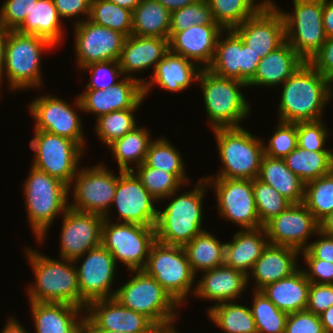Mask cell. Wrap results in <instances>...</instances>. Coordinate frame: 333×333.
Segmentation results:
<instances>
[{"label":"cell","mask_w":333,"mask_h":333,"mask_svg":"<svg viewBox=\"0 0 333 333\" xmlns=\"http://www.w3.org/2000/svg\"><path fill=\"white\" fill-rule=\"evenodd\" d=\"M278 105V121L307 122L322 120L333 87L309 62H304L283 84Z\"/></svg>","instance_id":"obj_1"},{"label":"cell","mask_w":333,"mask_h":333,"mask_svg":"<svg viewBox=\"0 0 333 333\" xmlns=\"http://www.w3.org/2000/svg\"><path fill=\"white\" fill-rule=\"evenodd\" d=\"M192 191L182 194L171 193L167 199H173L165 209L158 210L155 225L156 240L169 245L184 246L196 235L205 231L202 226V203L208 183L205 178L199 179Z\"/></svg>","instance_id":"obj_2"},{"label":"cell","mask_w":333,"mask_h":333,"mask_svg":"<svg viewBox=\"0 0 333 333\" xmlns=\"http://www.w3.org/2000/svg\"><path fill=\"white\" fill-rule=\"evenodd\" d=\"M32 249L27 247L25 250L36 280L27 288L29 301L67 303L81 308L77 269L73 260L61 258L57 261Z\"/></svg>","instance_id":"obj_3"},{"label":"cell","mask_w":333,"mask_h":333,"mask_svg":"<svg viewBox=\"0 0 333 333\" xmlns=\"http://www.w3.org/2000/svg\"><path fill=\"white\" fill-rule=\"evenodd\" d=\"M23 187L27 218L36 240L41 245L55 217L63 215L69 207L68 185L31 166Z\"/></svg>","instance_id":"obj_4"},{"label":"cell","mask_w":333,"mask_h":333,"mask_svg":"<svg viewBox=\"0 0 333 333\" xmlns=\"http://www.w3.org/2000/svg\"><path fill=\"white\" fill-rule=\"evenodd\" d=\"M131 274L135 275L116 289L114 298L124 307L143 314L159 330L174 328L179 305L144 270H131Z\"/></svg>","instance_id":"obj_5"},{"label":"cell","mask_w":333,"mask_h":333,"mask_svg":"<svg viewBox=\"0 0 333 333\" xmlns=\"http://www.w3.org/2000/svg\"><path fill=\"white\" fill-rule=\"evenodd\" d=\"M52 48L55 46L40 36L9 30L0 85L5 75L12 91L42 86V54Z\"/></svg>","instance_id":"obj_6"},{"label":"cell","mask_w":333,"mask_h":333,"mask_svg":"<svg viewBox=\"0 0 333 333\" xmlns=\"http://www.w3.org/2000/svg\"><path fill=\"white\" fill-rule=\"evenodd\" d=\"M198 81L211 129L241 127L240 122L244 121L251 110L241 92L243 87H248L247 84L237 79L218 76L209 69L200 70Z\"/></svg>","instance_id":"obj_7"},{"label":"cell","mask_w":333,"mask_h":333,"mask_svg":"<svg viewBox=\"0 0 333 333\" xmlns=\"http://www.w3.org/2000/svg\"><path fill=\"white\" fill-rule=\"evenodd\" d=\"M223 167L205 178L249 179L258 177L264 154L263 140L241 127L212 129Z\"/></svg>","instance_id":"obj_8"},{"label":"cell","mask_w":333,"mask_h":333,"mask_svg":"<svg viewBox=\"0 0 333 333\" xmlns=\"http://www.w3.org/2000/svg\"><path fill=\"white\" fill-rule=\"evenodd\" d=\"M152 276L179 305L193 294L196 274L193 272L183 246L155 241L143 269ZM192 290V291H191Z\"/></svg>","instance_id":"obj_9"},{"label":"cell","mask_w":333,"mask_h":333,"mask_svg":"<svg viewBox=\"0 0 333 333\" xmlns=\"http://www.w3.org/2000/svg\"><path fill=\"white\" fill-rule=\"evenodd\" d=\"M155 241V226L111 223V220L104 219L102 245L112 254L116 263L122 262L129 271L144 269Z\"/></svg>","instance_id":"obj_10"},{"label":"cell","mask_w":333,"mask_h":333,"mask_svg":"<svg viewBox=\"0 0 333 333\" xmlns=\"http://www.w3.org/2000/svg\"><path fill=\"white\" fill-rule=\"evenodd\" d=\"M291 13L280 10L285 23V39L305 61L320 50L327 36L323 27V0H293Z\"/></svg>","instance_id":"obj_11"},{"label":"cell","mask_w":333,"mask_h":333,"mask_svg":"<svg viewBox=\"0 0 333 333\" xmlns=\"http://www.w3.org/2000/svg\"><path fill=\"white\" fill-rule=\"evenodd\" d=\"M30 147L35 153L33 167L70 185L85 150L81 145L66 137L35 130Z\"/></svg>","instance_id":"obj_12"},{"label":"cell","mask_w":333,"mask_h":333,"mask_svg":"<svg viewBox=\"0 0 333 333\" xmlns=\"http://www.w3.org/2000/svg\"><path fill=\"white\" fill-rule=\"evenodd\" d=\"M81 168L76 172L68 186V192L73 186V201L69 207L81 212L100 214L110 220V208L114 200L118 176L103 164ZM71 186V187H70ZM110 207V208H109ZM109 216V217H108Z\"/></svg>","instance_id":"obj_13"},{"label":"cell","mask_w":333,"mask_h":333,"mask_svg":"<svg viewBox=\"0 0 333 333\" xmlns=\"http://www.w3.org/2000/svg\"><path fill=\"white\" fill-rule=\"evenodd\" d=\"M214 187L217 209L222 218L242 229L261 227L253 194L252 180L205 178Z\"/></svg>","instance_id":"obj_14"},{"label":"cell","mask_w":333,"mask_h":333,"mask_svg":"<svg viewBox=\"0 0 333 333\" xmlns=\"http://www.w3.org/2000/svg\"><path fill=\"white\" fill-rule=\"evenodd\" d=\"M84 256L82 264L80 267L77 265L76 269L81 294V308L85 310L92 301L115 296L116 289L112 290V284L115 280L117 263L102 244L90 249L74 259L73 262L77 264Z\"/></svg>","instance_id":"obj_15"},{"label":"cell","mask_w":333,"mask_h":333,"mask_svg":"<svg viewBox=\"0 0 333 333\" xmlns=\"http://www.w3.org/2000/svg\"><path fill=\"white\" fill-rule=\"evenodd\" d=\"M268 0L253 16L233 30L261 59L285 41V23L280 9Z\"/></svg>","instance_id":"obj_16"},{"label":"cell","mask_w":333,"mask_h":333,"mask_svg":"<svg viewBox=\"0 0 333 333\" xmlns=\"http://www.w3.org/2000/svg\"><path fill=\"white\" fill-rule=\"evenodd\" d=\"M76 61L79 69L93 63L118 61L126 36L84 20L74 25Z\"/></svg>","instance_id":"obj_17"},{"label":"cell","mask_w":333,"mask_h":333,"mask_svg":"<svg viewBox=\"0 0 333 333\" xmlns=\"http://www.w3.org/2000/svg\"><path fill=\"white\" fill-rule=\"evenodd\" d=\"M117 187L112 203L119 214V223L155 226L158 218L157 200L143 186L133 170H119Z\"/></svg>","instance_id":"obj_18"},{"label":"cell","mask_w":333,"mask_h":333,"mask_svg":"<svg viewBox=\"0 0 333 333\" xmlns=\"http://www.w3.org/2000/svg\"><path fill=\"white\" fill-rule=\"evenodd\" d=\"M144 100L143 84L124 76L108 89H86L74 100L73 107L75 105L76 110L96 114L97 119L113 111L138 109Z\"/></svg>","instance_id":"obj_19"},{"label":"cell","mask_w":333,"mask_h":333,"mask_svg":"<svg viewBox=\"0 0 333 333\" xmlns=\"http://www.w3.org/2000/svg\"><path fill=\"white\" fill-rule=\"evenodd\" d=\"M28 108L35 120L34 130L69 138L85 149L80 115L68 102L57 96L45 95L31 101Z\"/></svg>","instance_id":"obj_20"},{"label":"cell","mask_w":333,"mask_h":333,"mask_svg":"<svg viewBox=\"0 0 333 333\" xmlns=\"http://www.w3.org/2000/svg\"><path fill=\"white\" fill-rule=\"evenodd\" d=\"M63 218L60 258L74 260L102 244L104 216L68 207Z\"/></svg>","instance_id":"obj_21"},{"label":"cell","mask_w":333,"mask_h":333,"mask_svg":"<svg viewBox=\"0 0 333 333\" xmlns=\"http://www.w3.org/2000/svg\"><path fill=\"white\" fill-rule=\"evenodd\" d=\"M269 244L290 246L302 251L310 236L319 231V222L304 203H292L264 226Z\"/></svg>","instance_id":"obj_22"},{"label":"cell","mask_w":333,"mask_h":333,"mask_svg":"<svg viewBox=\"0 0 333 333\" xmlns=\"http://www.w3.org/2000/svg\"><path fill=\"white\" fill-rule=\"evenodd\" d=\"M85 312L84 329H106L130 333L159 331L147 317L124 307L114 297L90 302Z\"/></svg>","instance_id":"obj_23"},{"label":"cell","mask_w":333,"mask_h":333,"mask_svg":"<svg viewBox=\"0 0 333 333\" xmlns=\"http://www.w3.org/2000/svg\"><path fill=\"white\" fill-rule=\"evenodd\" d=\"M223 31L218 24L193 25L175 32L169 38V51L195 63L201 69H207L213 61L217 41Z\"/></svg>","instance_id":"obj_24"},{"label":"cell","mask_w":333,"mask_h":333,"mask_svg":"<svg viewBox=\"0 0 333 333\" xmlns=\"http://www.w3.org/2000/svg\"><path fill=\"white\" fill-rule=\"evenodd\" d=\"M168 52L169 39L132 34L126 37L118 62L125 77L137 79L144 84L147 80L138 79L132 73L141 72L150 67L155 69Z\"/></svg>","instance_id":"obj_25"},{"label":"cell","mask_w":333,"mask_h":333,"mask_svg":"<svg viewBox=\"0 0 333 333\" xmlns=\"http://www.w3.org/2000/svg\"><path fill=\"white\" fill-rule=\"evenodd\" d=\"M30 305L36 333H84L83 308L54 302H30Z\"/></svg>","instance_id":"obj_26"},{"label":"cell","mask_w":333,"mask_h":333,"mask_svg":"<svg viewBox=\"0 0 333 333\" xmlns=\"http://www.w3.org/2000/svg\"><path fill=\"white\" fill-rule=\"evenodd\" d=\"M299 255L300 251L296 248L268 244L261 257L254 263L247 276V282L251 278L249 275L253 276L254 290L261 291L267 285L290 276L299 268Z\"/></svg>","instance_id":"obj_27"},{"label":"cell","mask_w":333,"mask_h":333,"mask_svg":"<svg viewBox=\"0 0 333 333\" xmlns=\"http://www.w3.org/2000/svg\"><path fill=\"white\" fill-rule=\"evenodd\" d=\"M204 274L195 284L194 295L203 300L214 301L217 305L238 300L248 287L247 276L232 267L221 265L202 271Z\"/></svg>","instance_id":"obj_28"},{"label":"cell","mask_w":333,"mask_h":333,"mask_svg":"<svg viewBox=\"0 0 333 333\" xmlns=\"http://www.w3.org/2000/svg\"><path fill=\"white\" fill-rule=\"evenodd\" d=\"M200 70L195 63L169 51L156 65L150 80L143 84L144 97L156 83L169 92L183 91L189 88L193 81L197 82Z\"/></svg>","instance_id":"obj_29"},{"label":"cell","mask_w":333,"mask_h":333,"mask_svg":"<svg viewBox=\"0 0 333 333\" xmlns=\"http://www.w3.org/2000/svg\"><path fill=\"white\" fill-rule=\"evenodd\" d=\"M233 236L231 242L225 243L224 265L248 276L254 263L261 257L263 250L269 244L265 229L263 226L242 229Z\"/></svg>","instance_id":"obj_30"},{"label":"cell","mask_w":333,"mask_h":333,"mask_svg":"<svg viewBox=\"0 0 333 333\" xmlns=\"http://www.w3.org/2000/svg\"><path fill=\"white\" fill-rule=\"evenodd\" d=\"M304 62L285 41L260 60L256 73L247 86H267L269 88L278 86L280 83L282 85Z\"/></svg>","instance_id":"obj_31"},{"label":"cell","mask_w":333,"mask_h":333,"mask_svg":"<svg viewBox=\"0 0 333 333\" xmlns=\"http://www.w3.org/2000/svg\"><path fill=\"white\" fill-rule=\"evenodd\" d=\"M310 281L302 268L290 276L264 287L261 291L279 309L286 313L306 310Z\"/></svg>","instance_id":"obj_32"},{"label":"cell","mask_w":333,"mask_h":333,"mask_svg":"<svg viewBox=\"0 0 333 333\" xmlns=\"http://www.w3.org/2000/svg\"><path fill=\"white\" fill-rule=\"evenodd\" d=\"M292 203L304 202L305 184L287 166L284 159L263 156L257 177Z\"/></svg>","instance_id":"obj_33"},{"label":"cell","mask_w":333,"mask_h":333,"mask_svg":"<svg viewBox=\"0 0 333 333\" xmlns=\"http://www.w3.org/2000/svg\"><path fill=\"white\" fill-rule=\"evenodd\" d=\"M61 20L53 0H38L17 31L40 36L57 47L65 32Z\"/></svg>","instance_id":"obj_34"},{"label":"cell","mask_w":333,"mask_h":333,"mask_svg":"<svg viewBox=\"0 0 333 333\" xmlns=\"http://www.w3.org/2000/svg\"><path fill=\"white\" fill-rule=\"evenodd\" d=\"M171 12L156 0H142L132 11V34L169 39Z\"/></svg>","instance_id":"obj_35"},{"label":"cell","mask_w":333,"mask_h":333,"mask_svg":"<svg viewBox=\"0 0 333 333\" xmlns=\"http://www.w3.org/2000/svg\"><path fill=\"white\" fill-rule=\"evenodd\" d=\"M226 38H218L212 63L207 68L214 74L242 81V39L233 30H225Z\"/></svg>","instance_id":"obj_36"},{"label":"cell","mask_w":333,"mask_h":333,"mask_svg":"<svg viewBox=\"0 0 333 333\" xmlns=\"http://www.w3.org/2000/svg\"><path fill=\"white\" fill-rule=\"evenodd\" d=\"M150 136L148 129L137 126L108 145L119 165V170H133L144 163L148 147L152 141ZM130 164H135V166L129 167Z\"/></svg>","instance_id":"obj_37"},{"label":"cell","mask_w":333,"mask_h":333,"mask_svg":"<svg viewBox=\"0 0 333 333\" xmlns=\"http://www.w3.org/2000/svg\"><path fill=\"white\" fill-rule=\"evenodd\" d=\"M284 161L304 184L333 170L332 151H308L297 146L284 158Z\"/></svg>","instance_id":"obj_38"},{"label":"cell","mask_w":333,"mask_h":333,"mask_svg":"<svg viewBox=\"0 0 333 333\" xmlns=\"http://www.w3.org/2000/svg\"><path fill=\"white\" fill-rule=\"evenodd\" d=\"M189 264L195 274L224 265L225 243L205 231L183 246Z\"/></svg>","instance_id":"obj_39"},{"label":"cell","mask_w":333,"mask_h":333,"mask_svg":"<svg viewBox=\"0 0 333 333\" xmlns=\"http://www.w3.org/2000/svg\"><path fill=\"white\" fill-rule=\"evenodd\" d=\"M211 322L225 333H257L251 308L235 301L219 303L207 310Z\"/></svg>","instance_id":"obj_40"},{"label":"cell","mask_w":333,"mask_h":333,"mask_svg":"<svg viewBox=\"0 0 333 333\" xmlns=\"http://www.w3.org/2000/svg\"><path fill=\"white\" fill-rule=\"evenodd\" d=\"M214 21L224 30L234 29L253 16L268 0H207ZM258 3V4H257Z\"/></svg>","instance_id":"obj_41"},{"label":"cell","mask_w":333,"mask_h":333,"mask_svg":"<svg viewBox=\"0 0 333 333\" xmlns=\"http://www.w3.org/2000/svg\"><path fill=\"white\" fill-rule=\"evenodd\" d=\"M144 164L173 173L184 185L190 181L180 152L163 136L151 141Z\"/></svg>","instance_id":"obj_42"},{"label":"cell","mask_w":333,"mask_h":333,"mask_svg":"<svg viewBox=\"0 0 333 333\" xmlns=\"http://www.w3.org/2000/svg\"><path fill=\"white\" fill-rule=\"evenodd\" d=\"M88 20L126 37L132 35V11L109 0H92Z\"/></svg>","instance_id":"obj_43"},{"label":"cell","mask_w":333,"mask_h":333,"mask_svg":"<svg viewBox=\"0 0 333 333\" xmlns=\"http://www.w3.org/2000/svg\"><path fill=\"white\" fill-rule=\"evenodd\" d=\"M303 203L318 222L333 211V170L305 184Z\"/></svg>","instance_id":"obj_44"},{"label":"cell","mask_w":333,"mask_h":333,"mask_svg":"<svg viewBox=\"0 0 333 333\" xmlns=\"http://www.w3.org/2000/svg\"><path fill=\"white\" fill-rule=\"evenodd\" d=\"M253 293L251 311L257 333H284L288 313L279 310L262 291Z\"/></svg>","instance_id":"obj_45"},{"label":"cell","mask_w":333,"mask_h":333,"mask_svg":"<svg viewBox=\"0 0 333 333\" xmlns=\"http://www.w3.org/2000/svg\"><path fill=\"white\" fill-rule=\"evenodd\" d=\"M137 109L113 111L96 119L95 132L98 139L108 146L137 127L134 112Z\"/></svg>","instance_id":"obj_46"},{"label":"cell","mask_w":333,"mask_h":333,"mask_svg":"<svg viewBox=\"0 0 333 333\" xmlns=\"http://www.w3.org/2000/svg\"><path fill=\"white\" fill-rule=\"evenodd\" d=\"M252 186L255 206L259 222L262 226L292 204V202L282 196L272 186L262 182L258 178L252 180Z\"/></svg>","instance_id":"obj_47"},{"label":"cell","mask_w":333,"mask_h":333,"mask_svg":"<svg viewBox=\"0 0 333 333\" xmlns=\"http://www.w3.org/2000/svg\"><path fill=\"white\" fill-rule=\"evenodd\" d=\"M136 169V170H134ZM133 171L141 180L143 186L158 201H163L171 193L184 184L173 174L162 169L146 166L144 163L134 168Z\"/></svg>","instance_id":"obj_48"},{"label":"cell","mask_w":333,"mask_h":333,"mask_svg":"<svg viewBox=\"0 0 333 333\" xmlns=\"http://www.w3.org/2000/svg\"><path fill=\"white\" fill-rule=\"evenodd\" d=\"M217 24L212 16L207 0H196L183 8L171 12L169 38L178 31L186 30L193 25Z\"/></svg>","instance_id":"obj_49"},{"label":"cell","mask_w":333,"mask_h":333,"mask_svg":"<svg viewBox=\"0 0 333 333\" xmlns=\"http://www.w3.org/2000/svg\"><path fill=\"white\" fill-rule=\"evenodd\" d=\"M268 142V145L263 144L264 154L284 159L297 147V123L279 121Z\"/></svg>","instance_id":"obj_50"},{"label":"cell","mask_w":333,"mask_h":333,"mask_svg":"<svg viewBox=\"0 0 333 333\" xmlns=\"http://www.w3.org/2000/svg\"><path fill=\"white\" fill-rule=\"evenodd\" d=\"M328 132L323 120L297 122V146L308 151H332L325 148Z\"/></svg>","instance_id":"obj_51"},{"label":"cell","mask_w":333,"mask_h":333,"mask_svg":"<svg viewBox=\"0 0 333 333\" xmlns=\"http://www.w3.org/2000/svg\"><path fill=\"white\" fill-rule=\"evenodd\" d=\"M90 72V82L87 83L86 89L105 90L117 84L124 76L118 61H104L90 64L81 68ZM118 78H120L118 80ZM117 79V81H116Z\"/></svg>","instance_id":"obj_52"},{"label":"cell","mask_w":333,"mask_h":333,"mask_svg":"<svg viewBox=\"0 0 333 333\" xmlns=\"http://www.w3.org/2000/svg\"><path fill=\"white\" fill-rule=\"evenodd\" d=\"M38 0H5L0 8V23L8 30H17Z\"/></svg>","instance_id":"obj_53"},{"label":"cell","mask_w":333,"mask_h":333,"mask_svg":"<svg viewBox=\"0 0 333 333\" xmlns=\"http://www.w3.org/2000/svg\"><path fill=\"white\" fill-rule=\"evenodd\" d=\"M284 333H325L320 317L308 310L289 313Z\"/></svg>","instance_id":"obj_54"},{"label":"cell","mask_w":333,"mask_h":333,"mask_svg":"<svg viewBox=\"0 0 333 333\" xmlns=\"http://www.w3.org/2000/svg\"><path fill=\"white\" fill-rule=\"evenodd\" d=\"M307 265L303 269L310 283L333 284V263L316 259L307 249L300 251Z\"/></svg>","instance_id":"obj_55"},{"label":"cell","mask_w":333,"mask_h":333,"mask_svg":"<svg viewBox=\"0 0 333 333\" xmlns=\"http://www.w3.org/2000/svg\"><path fill=\"white\" fill-rule=\"evenodd\" d=\"M333 306V284L310 283L306 310L320 315Z\"/></svg>","instance_id":"obj_56"},{"label":"cell","mask_w":333,"mask_h":333,"mask_svg":"<svg viewBox=\"0 0 333 333\" xmlns=\"http://www.w3.org/2000/svg\"><path fill=\"white\" fill-rule=\"evenodd\" d=\"M309 63L321 73L325 80L333 87V37L327 38Z\"/></svg>","instance_id":"obj_57"},{"label":"cell","mask_w":333,"mask_h":333,"mask_svg":"<svg viewBox=\"0 0 333 333\" xmlns=\"http://www.w3.org/2000/svg\"><path fill=\"white\" fill-rule=\"evenodd\" d=\"M92 0H53L59 16L63 18H79L75 24L81 23L82 17L85 15V20L89 18Z\"/></svg>","instance_id":"obj_58"},{"label":"cell","mask_w":333,"mask_h":333,"mask_svg":"<svg viewBox=\"0 0 333 333\" xmlns=\"http://www.w3.org/2000/svg\"><path fill=\"white\" fill-rule=\"evenodd\" d=\"M320 238L313 243L309 242L306 248L316 259L325 260L333 263V237L318 231L315 236Z\"/></svg>","instance_id":"obj_59"},{"label":"cell","mask_w":333,"mask_h":333,"mask_svg":"<svg viewBox=\"0 0 333 333\" xmlns=\"http://www.w3.org/2000/svg\"><path fill=\"white\" fill-rule=\"evenodd\" d=\"M261 58L242 41V82H248L254 77Z\"/></svg>","instance_id":"obj_60"},{"label":"cell","mask_w":333,"mask_h":333,"mask_svg":"<svg viewBox=\"0 0 333 333\" xmlns=\"http://www.w3.org/2000/svg\"><path fill=\"white\" fill-rule=\"evenodd\" d=\"M322 18L327 38L333 37V0H323Z\"/></svg>","instance_id":"obj_61"},{"label":"cell","mask_w":333,"mask_h":333,"mask_svg":"<svg viewBox=\"0 0 333 333\" xmlns=\"http://www.w3.org/2000/svg\"><path fill=\"white\" fill-rule=\"evenodd\" d=\"M163 7H165L170 12L183 8L189 4L194 3L196 0H156Z\"/></svg>","instance_id":"obj_62"},{"label":"cell","mask_w":333,"mask_h":333,"mask_svg":"<svg viewBox=\"0 0 333 333\" xmlns=\"http://www.w3.org/2000/svg\"><path fill=\"white\" fill-rule=\"evenodd\" d=\"M9 30L6 29L0 23V76L3 72V66L5 62V49H6V41L8 36Z\"/></svg>","instance_id":"obj_63"},{"label":"cell","mask_w":333,"mask_h":333,"mask_svg":"<svg viewBox=\"0 0 333 333\" xmlns=\"http://www.w3.org/2000/svg\"><path fill=\"white\" fill-rule=\"evenodd\" d=\"M7 323H5L4 328L2 329L1 333H29L26 328H23L19 321L15 319V317H10Z\"/></svg>","instance_id":"obj_64"},{"label":"cell","mask_w":333,"mask_h":333,"mask_svg":"<svg viewBox=\"0 0 333 333\" xmlns=\"http://www.w3.org/2000/svg\"><path fill=\"white\" fill-rule=\"evenodd\" d=\"M325 333H333V306L319 315Z\"/></svg>","instance_id":"obj_65"},{"label":"cell","mask_w":333,"mask_h":333,"mask_svg":"<svg viewBox=\"0 0 333 333\" xmlns=\"http://www.w3.org/2000/svg\"><path fill=\"white\" fill-rule=\"evenodd\" d=\"M319 231L333 237V211L319 222Z\"/></svg>","instance_id":"obj_66"},{"label":"cell","mask_w":333,"mask_h":333,"mask_svg":"<svg viewBox=\"0 0 333 333\" xmlns=\"http://www.w3.org/2000/svg\"><path fill=\"white\" fill-rule=\"evenodd\" d=\"M116 5H119L122 8L129 9L133 11L141 2L142 0H109Z\"/></svg>","instance_id":"obj_67"},{"label":"cell","mask_w":333,"mask_h":333,"mask_svg":"<svg viewBox=\"0 0 333 333\" xmlns=\"http://www.w3.org/2000/svg\"><path fill=\"white\" fill-rule=\"evenodd\" d=\"M84 333H130V332H120L106 329H84Z\"/></svg>","instance_id":"obj_68"},{"label":"cell","mask_w":333,"mask_h":333,"mask_svg":"<svg viewBox=\"0 0 333 333\" xmlns=\"http://www.w3.org/2000/svg\"><path fill=\"white\" fill-rule=\"evenodd\" d=\"M157 333H179V332L177 329L171 328V329L159 330Z\"/></svg>","instance_id":"obj_69"}]
</instances>
